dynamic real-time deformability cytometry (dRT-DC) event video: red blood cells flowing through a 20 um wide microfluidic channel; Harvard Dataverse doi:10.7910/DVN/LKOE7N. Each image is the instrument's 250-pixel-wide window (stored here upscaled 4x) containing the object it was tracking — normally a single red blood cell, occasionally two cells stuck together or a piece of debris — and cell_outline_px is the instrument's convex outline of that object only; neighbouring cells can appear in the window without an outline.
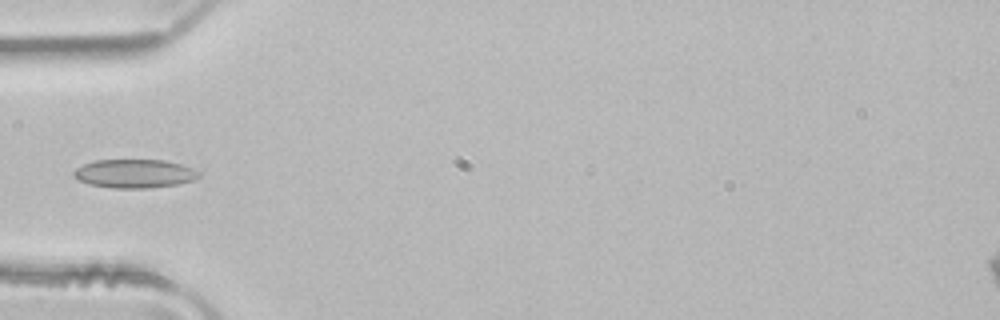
{"species": "common noctule bat (a hibernating species)", "species_latin": "Nyctalus noctula", "temperature_condition": "room temperature", "stored_images_in_passage": 4, "camera_frame_rate_fps": 3000, "um_per_image_px": 0.085, "animal": {"sex": "male", "body_mass_g": 21.5, "forearm_length_mm": 52.0}, "frame": {"image": 1, "passage_image": 4, "time_ms": 1.0, "image_size_px": [1000, 320], "cell_outline_px": [[200, 176], [192, 180], [176, 184], [148, 188], [112, 188], [88, 184], [72, 176], [72, 172], [76, 168], [84, 164], [96, 160], [164, 160], [180, 164], [192, 168], [200, 172]], "centroid_in_image_um": [11.4, 14.75], "position_along_channel_um": 73.6, "area_um2": 20.81}}